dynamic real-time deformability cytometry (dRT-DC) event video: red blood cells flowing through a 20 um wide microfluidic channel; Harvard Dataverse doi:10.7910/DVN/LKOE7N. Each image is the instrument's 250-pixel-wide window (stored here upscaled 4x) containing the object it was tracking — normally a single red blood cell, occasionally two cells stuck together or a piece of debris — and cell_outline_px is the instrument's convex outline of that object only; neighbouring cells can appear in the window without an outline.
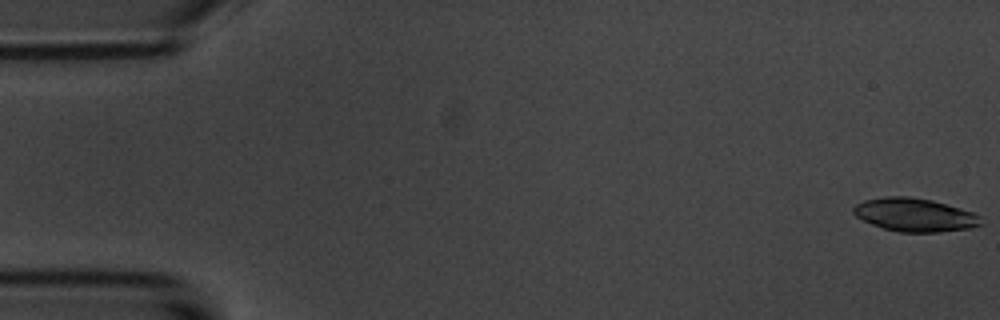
{"species": "common noctule bat (a hibernating species)", "species_latin": "Nyctalus noctula", "temperature_condition": "room temperature", "stored_images_in_passage": 57, "camera_frame_rate_fps": 3000, "um_per_image_px": 0.085, "animal": {"sex": "male", "body_mass_g": 20.1, "forearm_length_mm": 53.5}, "frame": {"image": 1, "passage_image": 1, "time_ms": 0.0, "image_size_px": [1000, 320], "cell_outline_px": [[984, 224], [972, 228], [940, 232], [900, 232], [884, 228], [872, 224], [856, 216], [852, 212], [852, 208], [856, 204], [864, 200], [884, 196], [908, 196], [932, 200], [960, 208], [972, 212], [980, 216]], "centroid_in_image_um": [77.77, 18.26], "position_along_channel_um": 7.2, "area_um2": 24.85}}